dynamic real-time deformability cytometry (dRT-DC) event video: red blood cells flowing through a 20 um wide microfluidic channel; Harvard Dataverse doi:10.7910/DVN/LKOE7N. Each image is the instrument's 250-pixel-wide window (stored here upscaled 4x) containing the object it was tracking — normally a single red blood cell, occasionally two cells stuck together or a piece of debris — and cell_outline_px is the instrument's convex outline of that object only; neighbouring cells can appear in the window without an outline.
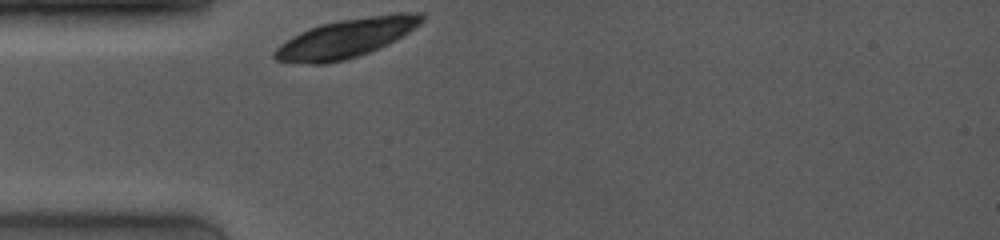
{"species": "common noctule bat (a hibernating species)", "species_latin": "Nyctalus noctula", "temperature_condition": "room temperature", "stored_images_in_passage": 2, "camera_frame_rate_fps": 4000, "um_per_image_px": 0.085, "animal": {"sex": "female", "body_mass_g": 19.0, "forearm_length_mm": 53.3}, "frame": {"image": 1, "passage_image": 1, "time_ms": 0.0, "image_size_px": [1000, 240], "cell_outline_px": [[424, 20], [420, 24], [408, 32], [368, 52], [344, 60], [324, 64], [312, 64], [276, 60], [272, 56], [272, 52], [280, 44], [292, 36], [308, 28], [320, 24], [340, 20], [400, 12], [424, 12]], "centroid_in_image_um": [29.38, 3.23], "position_along_channel_um": 55.6, "area_um2": 32.83}}